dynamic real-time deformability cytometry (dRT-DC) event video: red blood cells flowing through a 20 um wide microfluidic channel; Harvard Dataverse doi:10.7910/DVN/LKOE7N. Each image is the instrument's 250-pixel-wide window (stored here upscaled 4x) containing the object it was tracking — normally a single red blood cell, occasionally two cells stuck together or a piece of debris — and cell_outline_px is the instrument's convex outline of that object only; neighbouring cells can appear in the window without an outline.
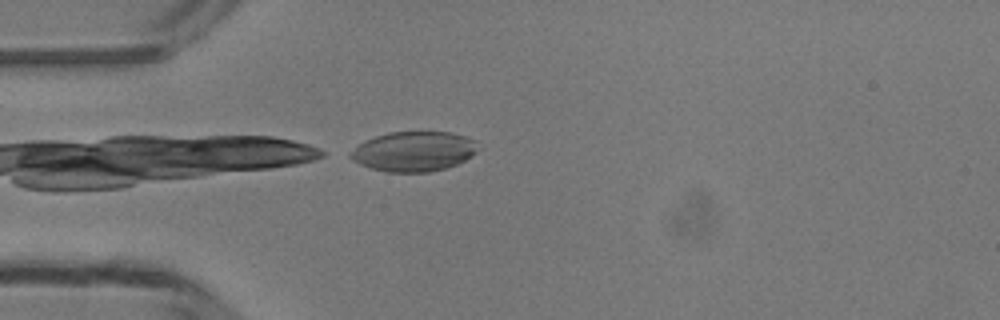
{"species": "common noctule bat (a hibernating species)", "species_latin": "Nyctalus noctula", "temperature_condition": "room temperature", "stored_images_in_passage": 13, "camera_frame_rate_fps": 3000, "um_per_image_px": 0.085, "animal": {"sex": "male", "body_mass_g": 13.3}, "frame": {"image": 1, "passage_image": 13, "time_ms": 4.0, "image_size_px": [1000, 320], "cell_outline_px": [[476, 152], [472, 156], [448, 168], [428, 172], [384, 172], [360, 164], [352, 160], [348, 156], [348, 152], [364, 140], [388, 132], [448, 132], [464, 136], [476, 140]], "centroid_in_image_um": [35.13, 12.87], "position_along_channel_um": 49.9, "area_um2": 29.71}}